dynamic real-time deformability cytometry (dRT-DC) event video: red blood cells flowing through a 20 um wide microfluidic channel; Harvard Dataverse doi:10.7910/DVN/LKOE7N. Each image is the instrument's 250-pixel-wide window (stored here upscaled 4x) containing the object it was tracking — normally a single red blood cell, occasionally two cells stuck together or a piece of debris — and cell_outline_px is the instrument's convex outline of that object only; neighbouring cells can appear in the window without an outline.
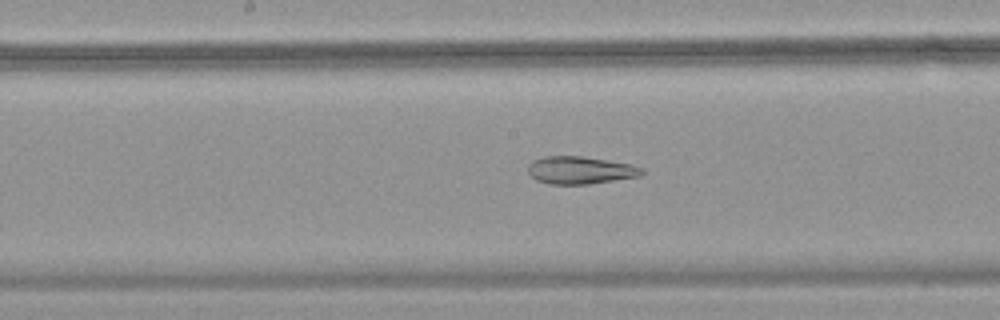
{"species": "common noctule bat (a hibernating species)", "species_latin": "Nyctalus noctula", "temperature_condition": "warm", "stored_images_in_passage": 42, "camera_frame_rate_fps": 3000, "um_per_image_px": 0.085, "animal": {"sex": "female", "body_mass_g": 18.4}, "frame": {"image": 1, "passage_image": 24, "time_ms": 7.667, "image_size_px": [1000, 320], "cell_outline_px": [[644, 172], [640, 176], [588, 184], [548, 184], [536, 180], [528, 172], [528, 164], [532, 160], [544, 156], [580, 156], [608, 160], [632, 164], [644, 168]], "centroid_in_image_um": [49.32, 14.46], "position_along_channel_um": 198.9, "area_um2": 18.38}}